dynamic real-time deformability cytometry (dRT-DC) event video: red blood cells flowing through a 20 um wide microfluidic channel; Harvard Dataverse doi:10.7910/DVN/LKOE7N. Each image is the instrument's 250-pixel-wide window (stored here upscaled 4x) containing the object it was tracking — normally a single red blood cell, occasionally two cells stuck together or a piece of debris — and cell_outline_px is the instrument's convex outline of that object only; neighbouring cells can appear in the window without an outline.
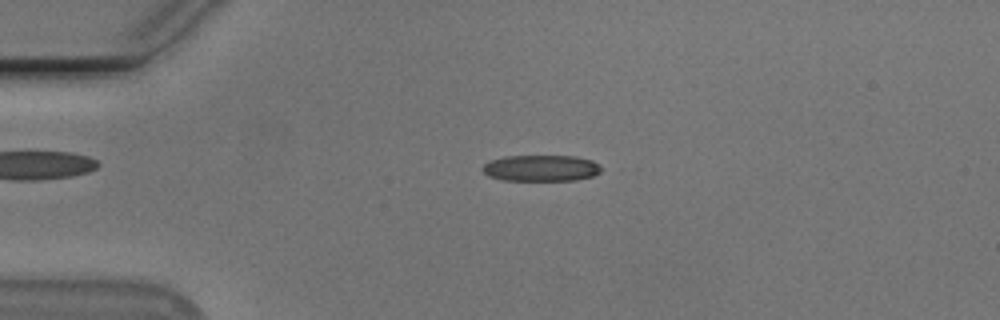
{"species": "Egyptian fruit bat (a non-hibernating species)", "species_latin": "Rousettus aegyptiacus", "temperature_condition": "cold", "stored_images_in_passage": 46, "camera_frame_rate_fps": 3000, "um_per_image_px": 0.085, "animal": {"sex": "male"}, "frame": {"image": 1, "passage_image": 12, "time_ms": 3.667, "image_size_px": [1000, 320], "cell_outline_px": [[600, 172], [592, 176], [576, 180], [504, 180], [488, 176], [480, 168], [488, 160], [504, 156], [576, 156], [592, 160], [600, 164]], "centroid_in_image_um": [45.96, 14.28], "position_along_channel_um": 39.0, "area_um2": 18.26}}
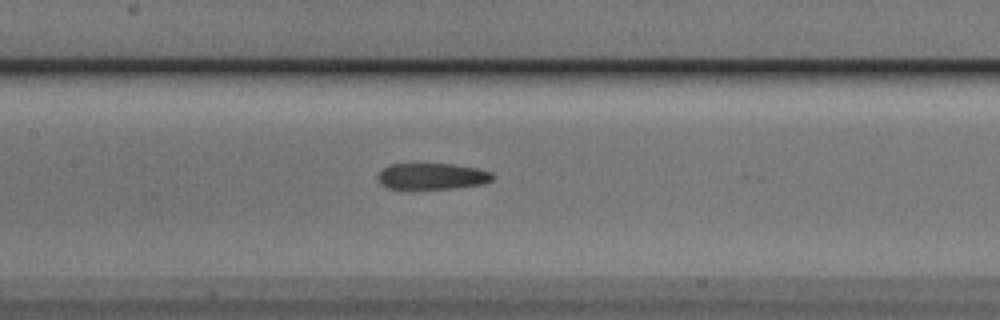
{"frame": {"image": 2, "passage_image": 25, "time_ms": 8.0, "image_size_px": [1000, 320], "cell_outline_px": [[496, 176], [492, 180], [484, 184], [452, 188], [412, 192], [404, 192], [384, 188], [376, 180], [376, 176], [388, 164], [452, 164], [480, 168], [492, 172]], "centroid_in_image_um": [36.65, 15.04], "position_along_channel_um": 170.7, "area_um2": 18.84}}
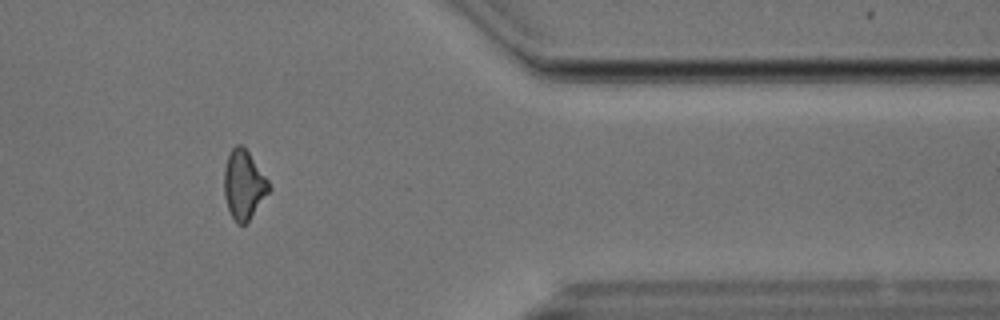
{"frame": {"image": 3, "passage_image": 44, "time_ms": 14.333, "image_size_px": [1000, 320], "cell_outline_px": [[272, 188], [248, 220], [244, 224], [236, 224], [228, 208], [224, 196], [224, 168], [228, 156], [232, 148], [236, 144], [240, 144], [248, 152], [268, 180]], "centroid_in_image_um": [20.71, 15.7], "position_along_channel_um": 390.7, "area_um2": 17.74}, "authors_computed_cell_mechanics": {"area_um2": 18.3804, "velocity_mm_per_s": 3.7994, "shape_relaxation_time_tau1_ms": 5.6891, "shape_relaxation_time_tau2_ms": 5.2009, "deformation_change_tau1": 0.1691, "deformation_change_tau2": 0.145}}